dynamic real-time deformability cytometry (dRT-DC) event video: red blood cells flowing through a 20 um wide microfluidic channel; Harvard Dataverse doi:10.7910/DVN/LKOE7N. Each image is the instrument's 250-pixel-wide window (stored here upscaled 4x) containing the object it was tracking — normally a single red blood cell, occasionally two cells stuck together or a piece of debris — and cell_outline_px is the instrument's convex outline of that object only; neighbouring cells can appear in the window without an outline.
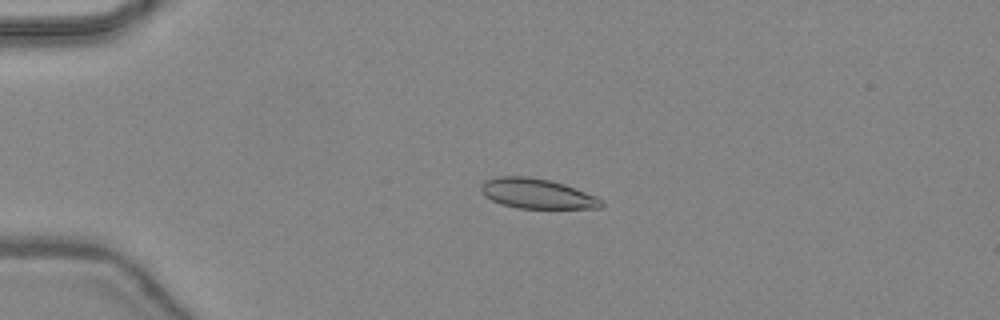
{"species": "common noctule bat (a hibernating species)", "species_latin": "Nyctalus noctula", "temperature_condition": "warm", "stored_images_in_passage": 41, "camera_frame_rate_fps": 3000, "um_per_image_px": 0.085, "animal": {"sex": "female", "body_mass_g": 24.6, "forearm_length_mm": 56.2}, "frame": {"image": 1, "passage_image": 6, "time_ms": 1.667, "image_size_px": [1000, 320], "cell_outline_px": [[604, 204], [600, 208], [516, 208], [500, 204], [484, 196], [480, 192], [480, 188], [484, 180], [500, 176], [528, 176], [548, 180], [564, 184], [596, 196], [604, 200]], "centroid_in_image_um": [45.62, 16.46], "position_along_channel_um": 39.4, "area_um2": 21.1}}
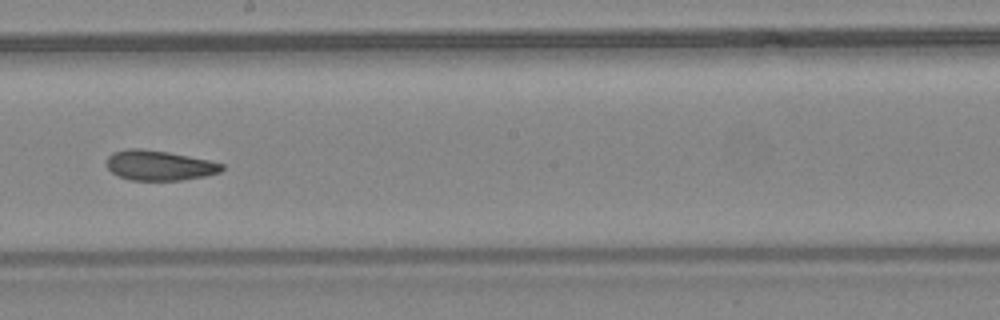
{"frame": {"image": 2, "passage_image": 22, "time_ms": 7.0, "image_size_px": [1000, 320], "cell_outline_px": [[224, 168], [220, 172], [204, 176], [180, 180], [128, 180], [112, 172], [104, 164], [108, 156], [112, 152], [128, 148], [140, 148], [168, 152], [208, 160], [224, 164]], "centroid_in_image_um": [13.49, 14.05], "position_along_channel_um": 234.7, "area_um2": 20.17}}
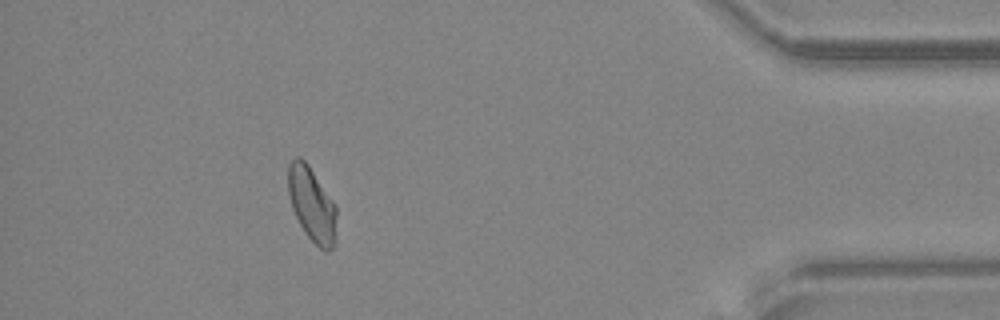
{"frame": {"image": 3, "passage_image": 37, "time_ms": 12.0, "image_size_px": [1000, 320], "cell_outline_px": [[336, 244], [328, 252], [324, 252], [304, 232], [292, 208], [288, 192], [288, 164], [296, 156], [300, 156], [308, 164], [336, 204]], "centroid_in_image_um": [26.53, 17.38], "position_along_channel_um": 408.7, "area_um2": 21.21}, "authors_computed_cell_mechanics": {"area_um2": 20.9236, "velocity_mm_per_s": 4.4367, "shape_relaxation_time_tau1_ms": null, "shape_relaxation_time_tau2_ms": 2.1885, "deformation_change_tau1": null, "deformation_change_tau2": 0.0647}}